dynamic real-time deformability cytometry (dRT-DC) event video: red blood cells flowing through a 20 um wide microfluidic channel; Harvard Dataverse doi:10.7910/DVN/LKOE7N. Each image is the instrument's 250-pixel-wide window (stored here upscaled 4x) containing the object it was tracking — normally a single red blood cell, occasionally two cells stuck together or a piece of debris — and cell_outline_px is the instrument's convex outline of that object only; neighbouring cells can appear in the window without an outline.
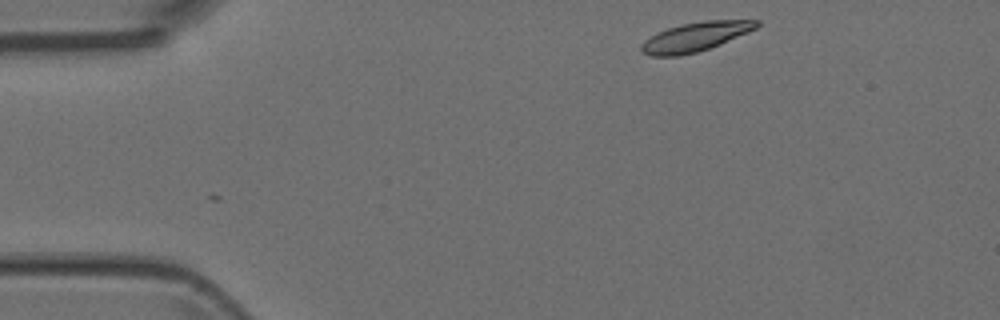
{"species": "Egyptian fruit bat (a non-hibernating species)", "species_latin": "Rousettus aegyptiacus", "temperature_condition": "room temperature", "stored_images_in_passage": 3, "camera_frame_rate_fps": 3000, "um_per_image_px": 0.085, "animal": {"sex": "female"}, "frame": {"image": 1, "passage_image": 1, "time_ms": 0.0, "image_size_px": [1000, 320], "cell_outline_px": [[760, 24], [756, 28], [748, 32], [720, 44], [696, 52], [676, 56], [652, 56], [640, 52], [640, 44], [644, 40], [668, 28], [680, 24], [704, 20], [760, 20]], "centroid_in_image_um": [59.09, 3.12], "position_along_channel_um": 25.9, "area_um2": 19.42}}